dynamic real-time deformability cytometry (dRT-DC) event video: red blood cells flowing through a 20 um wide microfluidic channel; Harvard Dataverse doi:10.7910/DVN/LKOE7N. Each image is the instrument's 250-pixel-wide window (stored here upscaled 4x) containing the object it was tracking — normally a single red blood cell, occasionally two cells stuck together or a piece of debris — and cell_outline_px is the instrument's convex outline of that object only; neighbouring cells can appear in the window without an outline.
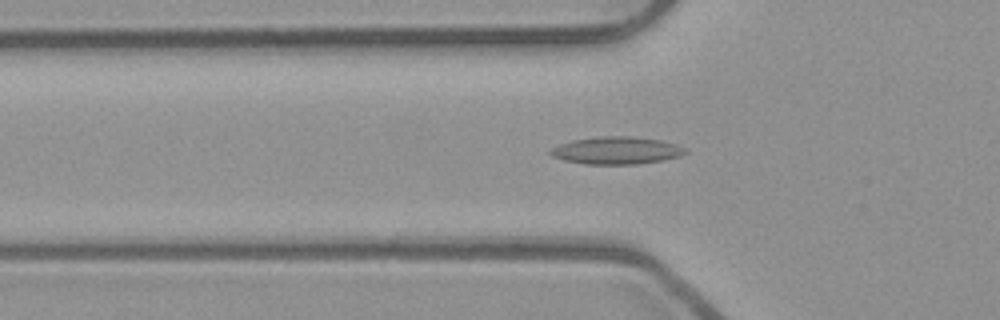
{"species": "common noctule bat (a hibernating species)", "species_latin": "Nyctalus noctula", "temperature_condition": "room temperature", "stored_images_in_passage": 48, "camera_frame_rate_fps": 3000, "um_per_image_px": 0.085, "animal": {"sex": "male", "body_mass_g": 23.1, "forearm_length_mm": 52.7}, "frame": {"image": 1, "passage_image": 13, "time_ms": 4.0, "image_size_px": [1000, 320], "cell_outline_px": [[688, 152], [680, 156], [660, 160], [636, 164], [588, 164], [564, 160], [552, 156], [548, 152], [552, 148], [560, 144], [572, 140], [600, 136], [628, 136], [660, 140], [676, 144], [684, 148]], "centroid_in_image_um": [52.38, 12.78], "position_along_channel_um": 73.4, "area_um2": 21.33}}
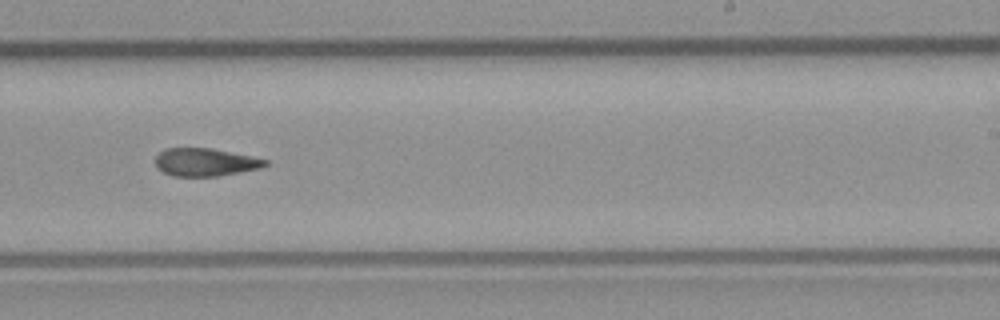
{"frame": {"image": 2, "passage_image": 28, "time_ms": 9.0, "image_size_px": [1000, 320], "cell_outline_px": [[268, 164], [260, 168], [216, 176], [172, 176], [156, 168], [156, 156], [160, 152], [168, 148], [212, 148], [268, 160]], "centroid_in_image_um": [17.42, 13.78], "position_along_channel_um": 271.6, "area_um2": 17.63}}
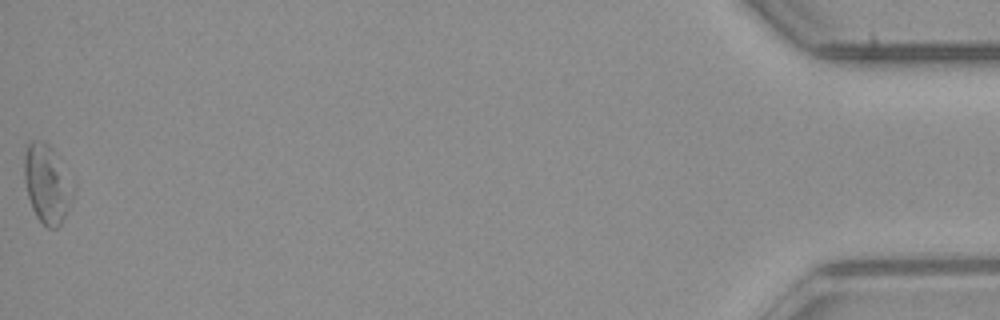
{"frame": {"image": 3, "passage_image": 48, "time_ms": 15.667, "image_size_px": [1000, 320], "cell_outline_px": [[76, 188], [64, 216], [60, 224], [56, 228], [48, 228], [36, 216], [32, 208], [28, 196], [24, 180], [24, 156], [28, 144], [32, 140], [44, 140], [48, 144]], "centroid_in_image_um": [3.98, 15.63], "position_along_channel_um": 431.2, "area_um2": 21.96}, "authors_computed_cell_mechanics": {"area_um2": 18.9006, "velocity_mm_per_s": 3.9374, "shape_relaxation_time_tau1_ms": null, "shape_relaxation_time_tau2_ms": 5.2247, "deformation_change_tau1": null, "deformation_change_tau2": 0.1521}}